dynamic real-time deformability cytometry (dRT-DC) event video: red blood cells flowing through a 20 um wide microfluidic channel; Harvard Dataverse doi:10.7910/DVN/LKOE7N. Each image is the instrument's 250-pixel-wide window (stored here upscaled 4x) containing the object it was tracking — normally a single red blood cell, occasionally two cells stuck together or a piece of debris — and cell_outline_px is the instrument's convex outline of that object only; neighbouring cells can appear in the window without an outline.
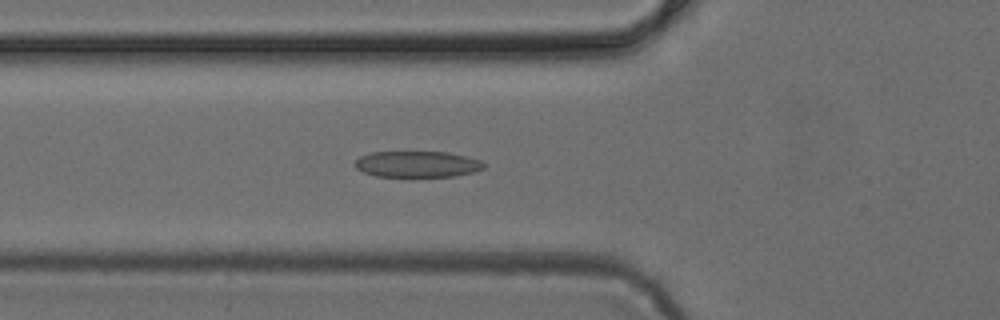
{"species": "common noctule bat (a hibernating species)", "species_latin": "Nyctalus noctula", "temperature_condition": "cold", "stored_images_in_passage": 49, "camera_frame_rate_fps": 3000, "um_per_image_px": 0.085, "animal": {"sex": "female", "body_mass_g": 24.6, "forearm_length_mm": 56.2}, "frame": {"image": 1, "passage_image": 18, "time_ms": 5.667, "image_size_px": [1000, 320], "cell_outline_px": [[484, 168], [476, 172], [452, 176], [376, 176], [364, 172], [356, 168], [356, 160], [360, 156], [372, 152], [448, 152], [480, 160], [484, 164]], "centroid_in_image_um": [35.48, 13.95], "position_along_channel_um": 90.3, "area_um2": 19.42}}
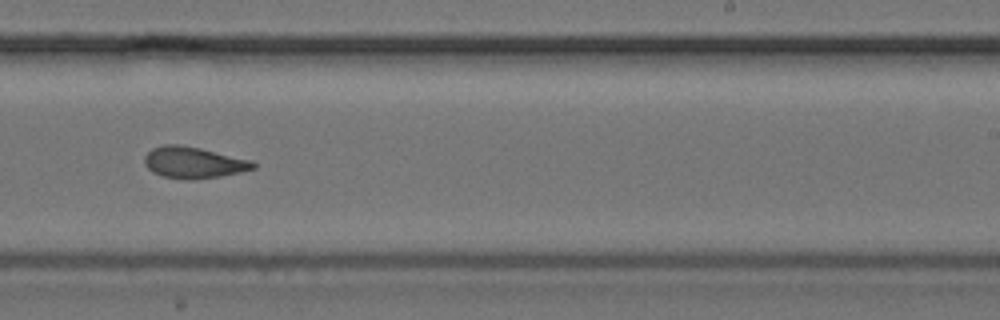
{"frame": {"image": 2, "passage_image": 31, "time_ms": 10.0, "image_size_px": [1000, 320], "cell_outline_px": [[256, 168], [240, 172], [220, 176], [196, 180], [188, 180], [164, 176], [152, 172], [144, 164], [144, 156], [152, 148], [164, 144], [176, 144], [200, 148], [252, 160], [256, 164]], "centroid_in_image_um": [16.45, 13.82], "position_along_channel_um": 272.6, "area_um2": 19.94}}
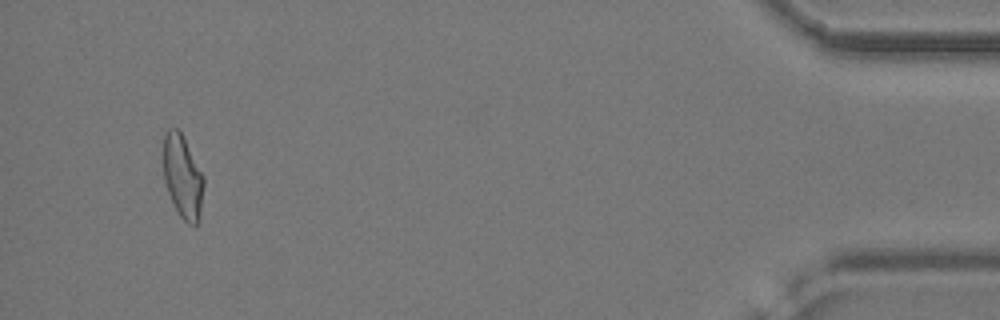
{"frame": {"image": 3, "passage_image": 47, "time_ms": 15.333, "image_size_px": [1000, 320], "cell_outline_px": [[204, 184], [200, 220], [196, 224], [188, 224], [180, 216], [168, 192], [164, 180], [164, 132], [168, 128], [176, 128], [180, 132], [204, 176]], "centroid_in_image_um": [15.54, 15.04], "position_along_channel_um": 419.7, "area_um2": 19.36}}